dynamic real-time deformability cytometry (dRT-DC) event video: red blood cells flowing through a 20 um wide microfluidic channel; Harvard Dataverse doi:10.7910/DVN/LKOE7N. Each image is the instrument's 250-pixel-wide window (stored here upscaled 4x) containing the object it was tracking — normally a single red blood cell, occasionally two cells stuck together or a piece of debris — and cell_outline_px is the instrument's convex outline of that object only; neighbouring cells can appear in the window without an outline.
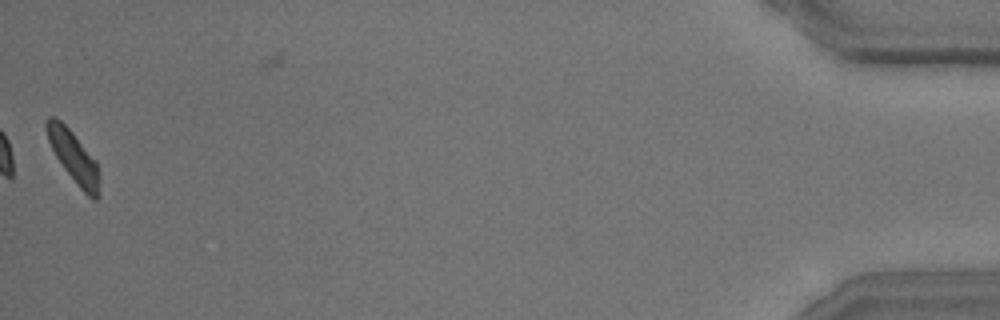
{"species": "common noctule bat (a hibernating species)", "species_latin": "Nyctalus noctula", "temperature_condition": "room temperature", "stored_images_in_passage": 40, "camera_frame_rate_fps": 3000, "um_per_image_px": 0.085, "animal": {"sex": "male", "body_mass_g": 15.6}, "frame": {"image": 1, "passage_image": 39, "time_ms": 12.667, "image_size_px": [1000, 320], "cell_outline_px": [[100, 196], [96, 200], [92, 200], [80, 188], [64, 168], [56, 156], [48, 140], [44, 128], [44, 124], [48, 116], [56, 116], [72, 132], [96, 160], [100, 176]], "centroid_in_image_um": [6.28, 13.34], "position_along_channel_um": 428.9, "area_um2": 16.01}, "authors_computed_cell_mechanics": {"area_um2": 16.2418, "velocity_mm_per_s": 3.6775, "shape_relaxation_time_tau1_ms": 5.4034, "shape_relaxation_time_tau2_ms": null, "deformation_change_tau1": 0.1578, "deformation_change_tau2": null}}